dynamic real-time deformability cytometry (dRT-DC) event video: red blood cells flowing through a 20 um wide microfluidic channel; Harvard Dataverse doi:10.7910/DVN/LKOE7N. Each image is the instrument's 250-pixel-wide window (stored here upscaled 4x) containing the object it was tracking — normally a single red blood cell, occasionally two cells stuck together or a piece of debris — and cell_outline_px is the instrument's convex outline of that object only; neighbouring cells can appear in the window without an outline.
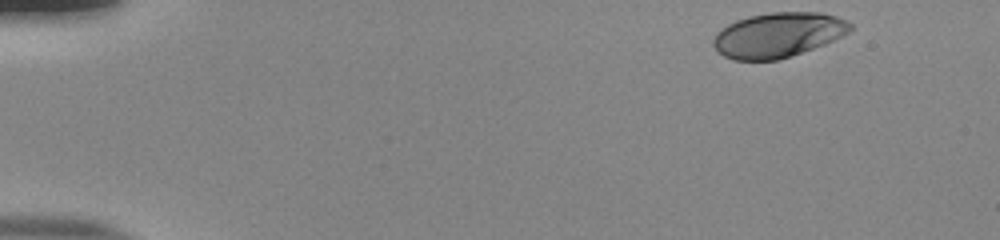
{"species": "human", "species_latin": "Homo sapiens", "temperature_condition": "room temperature", "stored_images_in_passage": 44, "camera_frame_rate_fps": 3000, "um_per_image_px": 0.085, "donor": {"sex": "male"}, "frame": {"image": 1, "passage_image": 1, "time_ms": 0.0, "image_size_px": [1000, 240], "cell_outline_px": [[852, 28], [848, 32], [824, 44], [776, 60], [732, 60], [724, 56], [712, 44], [712, 40], [716, 32], [720, 28], [736, 20], [748, 16], [772, 12], [820, 12], [836, 16], [852, 24]], "centroid_in_image_um": [66.08, 2.95], "position_along_channel_um": 18.9, "area_um2": 35.49}}
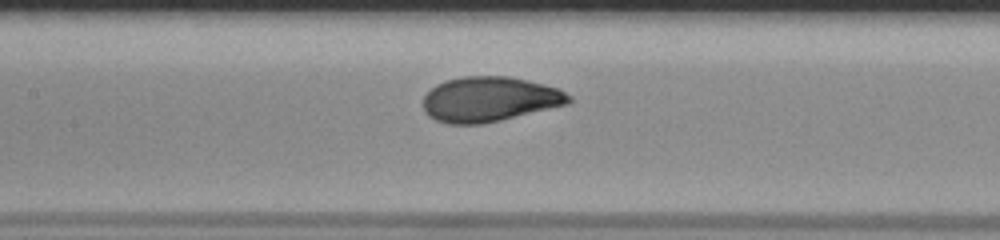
{"frame": {"image": 2, "passage_image": 22, "time_ms": 7.0, "image_size_px": [1000, 240], "cell_outline_px": [[572, 100], [568, 104], [484, 124], [448, 124], [436, 120], [428, 116], [424, 112], [424, 96], [436, 84], [448, 80], [464, 76], [508, 76], [528, 80], [560, 88], [572, 96]], "centroid_in_image_um": [41.63, 8.44], "position_along_channel_um": 165.8, "area_um2": 38.32}}
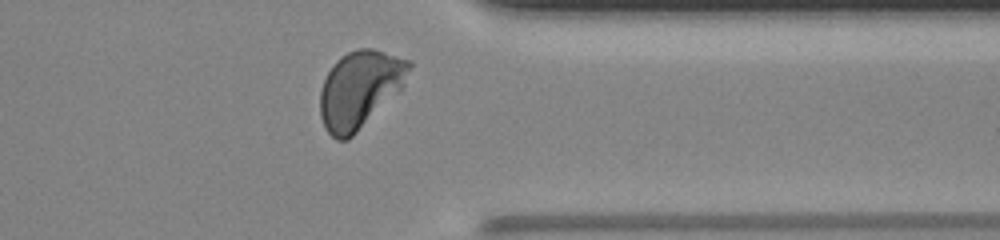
{"frame": {"image": 3, "passage_image": 39, "time_ms": 12.667, "image_size_px": [1000, 240], "cell_outline_px": [[412, 64], [404, 88], [400, 92], [348, 140], [336, 140], [324, 128], [320, 116], [320, 92], [324, 80], [328, 72], [336, 60], [340, 56], [356, 48], [372, 48], [412, 60]], "centroid_in_image_um": [30.61, 7.58], "position_along_channel_um": 380.8, "area_um2": 40.52}, "authors_computed_cell_mechanics": {"area_um2": 37.5989, "velocity_mm_per_s": 3.8567, "shape_relaxation_time_tau1_ms": 3.0469, "shape_relaxation_time_tau2_ms": null, "deformation_change_tau1": 0.1871, "deformation_change_tau2": null}}